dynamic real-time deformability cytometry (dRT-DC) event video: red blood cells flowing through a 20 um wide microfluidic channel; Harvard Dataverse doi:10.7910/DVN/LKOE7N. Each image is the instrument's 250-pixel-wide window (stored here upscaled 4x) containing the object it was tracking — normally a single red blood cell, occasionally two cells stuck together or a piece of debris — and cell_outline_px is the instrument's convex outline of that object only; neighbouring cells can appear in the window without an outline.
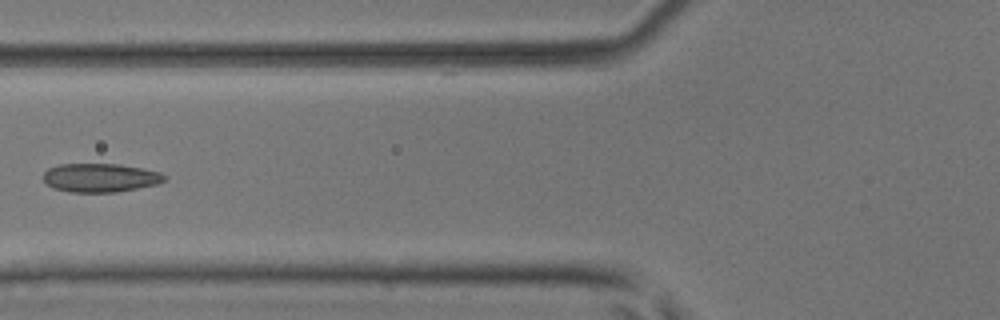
{"species": "common noctule bat (a hibernating species)", "species_latin": "Nyctalus noctula", "temperature_condition": "room temperature", "stored_images_in_passage": 4, "camera_frame_rate_fps": 3000, "um_per_image_px": 0.085, "animal": {"sex": "male", "body_mass_g": 17.9, "forearm_length_mm": 54.2}, "frame": {"image": 1, "passage_image": 4, "time_ms": 1.0, "image_size_px": [1000, 320], "cell_outline_px": [[164, 180], [156, 184], [116, 192], [68, 192], [52, 188], [44, 184], [44, 172], [48, 168], [60, 164], [120, 164], [144, 168], [160, 172], [164, 176]], "centroid_in_image_um": [8.46, 15.1], "position_along_channel_um": 117.3, "area_um2": 20.29}}